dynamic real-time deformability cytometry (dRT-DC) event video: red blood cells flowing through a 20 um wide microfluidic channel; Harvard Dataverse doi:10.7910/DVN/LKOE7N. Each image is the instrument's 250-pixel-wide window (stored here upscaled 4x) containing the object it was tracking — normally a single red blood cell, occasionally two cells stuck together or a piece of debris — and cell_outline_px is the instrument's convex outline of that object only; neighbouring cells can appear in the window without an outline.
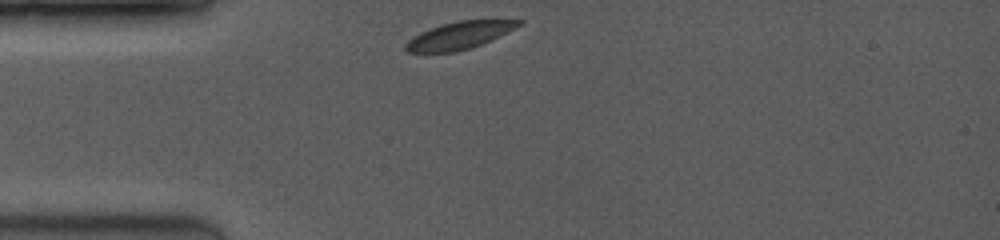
{"species": "common noctule bat (a hibernating species)", "species_latin": "Nyctalus noctula", "temperature_condition": "room temperature", "stored_images_in_passage": 13, "camera_frame_rate_fps": 3500, "um_per_image_px": 0.085, "animal": {"sex": "female", "body_mass_g": 19.0, "forearm_length_mm": 53.3}, "frame": {"image": 1, "passage_image": 1, "time_ms": 0.0, "image_size_px": [1000, 240], "cell_outline_px": [[524, 24], [480, 44], [456, 52], [408, 52], [404, 48], [404, 44], [408, 40], [420, 32], [440, 24], [456, 20], [524, 20]], "centroid_in_image_um": [39.01, 2.99], "position_along_channel_um": 46.0, "area_um2": 17.86}}
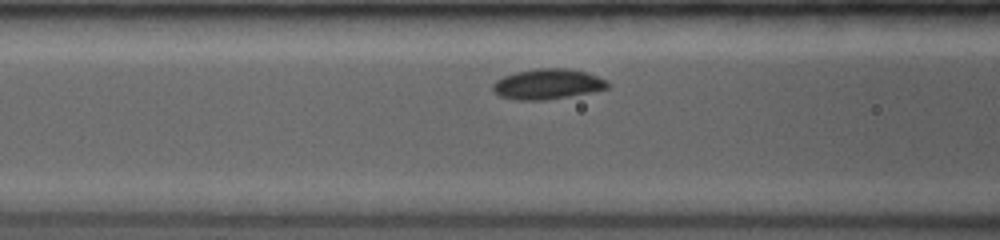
{"frame": {"image": 2, "passage_image": 7, "time_ms": 2.286, "image_size_px": [1000, 240], "cell_outline_px": [[608, 88], [568, 96], [544, 100], [516, 100], [500, 96], [492, 88], [492, 84], [496, 80], [504, 76], [516, 72], [536, 68], [568, 68], [584, 72], [596, 76], [604, 80], [608, 84]], "centroid_in_image_um": [46.49, 7.14], "position_along_channel_um": 120.1, "area_um2": 19.94}}
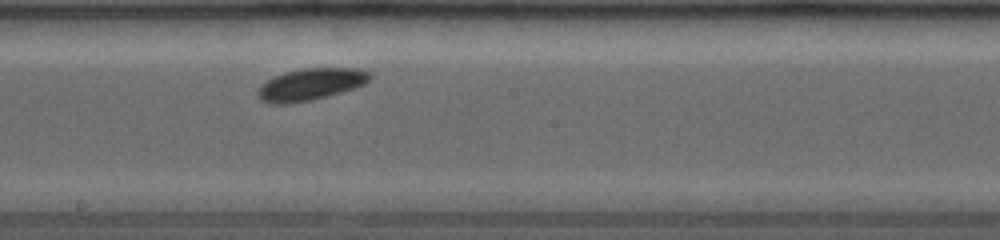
{"frame": {"image": 3, "passage_image": 13, "time_ms": 4.857, "image_size_px": [1000, 240], "cell_outline_px": [[372, 76], [364, 84], [356, 88], [328, 96], [312, 100], [288, 104], [268, 104], [260, 100], [256, 92], [260, 84], [284, 72], [304, 68], [356, 68], [372, 72]], "centroid_in_image_um": [26.39, 7.18], "position_along_channel_um": 221.8, "area_um2": 21.1}}